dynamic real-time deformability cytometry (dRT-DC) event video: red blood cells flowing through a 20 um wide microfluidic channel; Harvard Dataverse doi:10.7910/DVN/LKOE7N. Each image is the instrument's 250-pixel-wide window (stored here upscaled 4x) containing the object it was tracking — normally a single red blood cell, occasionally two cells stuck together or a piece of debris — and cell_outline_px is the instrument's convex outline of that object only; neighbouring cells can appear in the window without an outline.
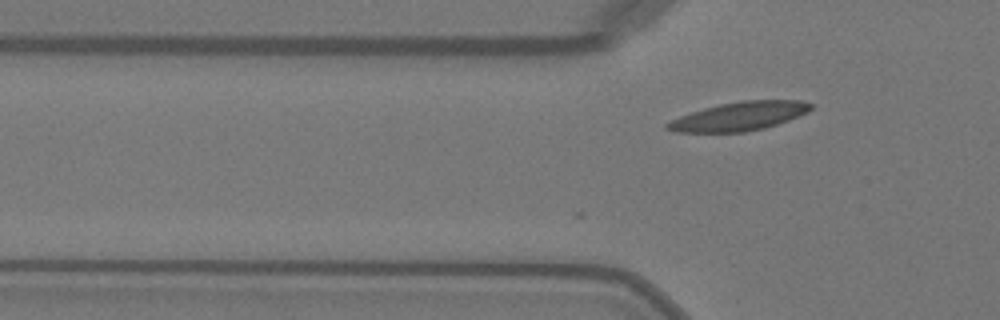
{"species": "Egyptian fruit bat (a non-hibernating species)", "species_latin": "Rousettus aegyptiacus", "temperature_condition": "warm", "stored_images_in_passage": 2, "camera_frame_rate_fps": 3000, "um_per_image_px": 0.085, "animal": {"sex": "female"}, "frame": {"image": 1, "passage_image": 2, "time_ms": 0.333, "image_size_px": [1000, 320], "cell_outline_px": [[812, 108], [808, 112], [788, 120], [764, 128], [744, 132], [676, 132], [664, 128], [664, 124], [680, 116], [704, 108], [720, 104], [740, 100], [800, 100], [812, 104]], "centroid_in_image_um": [62.83, 9.88], "position_along_channel_um": 63.0, "area_um2": 23.87}}